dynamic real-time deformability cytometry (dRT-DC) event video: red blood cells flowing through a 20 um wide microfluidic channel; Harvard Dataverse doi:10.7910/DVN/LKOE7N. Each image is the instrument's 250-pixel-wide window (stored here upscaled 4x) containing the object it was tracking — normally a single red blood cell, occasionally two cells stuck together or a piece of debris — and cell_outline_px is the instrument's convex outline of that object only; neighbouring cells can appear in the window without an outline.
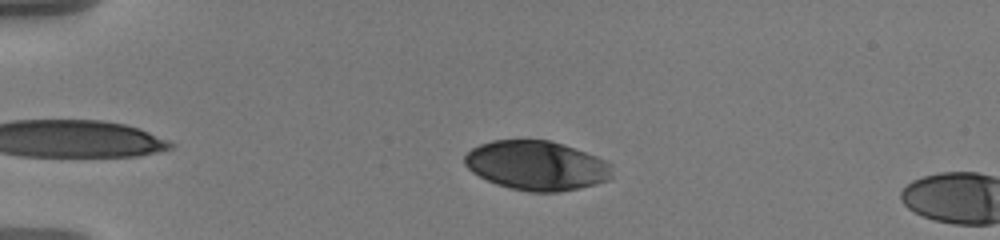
{"species": "human", "species_latin": "Homo sapiens", "temperature_condition": "warm", "stored_images_in_passage": 10, "camera_frame_rate_fps": 3000, "um_per_image_px": 0.085, "donor": {"sex": "male"}, "frame": {"image": 1, "passage_image": 7, "time_ms": 2.0, "image_size_px": [1000, 240], "cell_outline_px": [[612, 176], [608, 180], [596, 184], [580, 188], [556, 192], [528, 192], [508, 188], [496, 184], [472, 172], [464, 164], [464, 156], [472, 148], [480, 144], [492, 140], [548, 140], [564, 144], [608, 160], [612, 164]], "centroid_in_image_um": [45.64, 14.07], "position_along_channel_um": 39.4, "area_um2": 42.77}}